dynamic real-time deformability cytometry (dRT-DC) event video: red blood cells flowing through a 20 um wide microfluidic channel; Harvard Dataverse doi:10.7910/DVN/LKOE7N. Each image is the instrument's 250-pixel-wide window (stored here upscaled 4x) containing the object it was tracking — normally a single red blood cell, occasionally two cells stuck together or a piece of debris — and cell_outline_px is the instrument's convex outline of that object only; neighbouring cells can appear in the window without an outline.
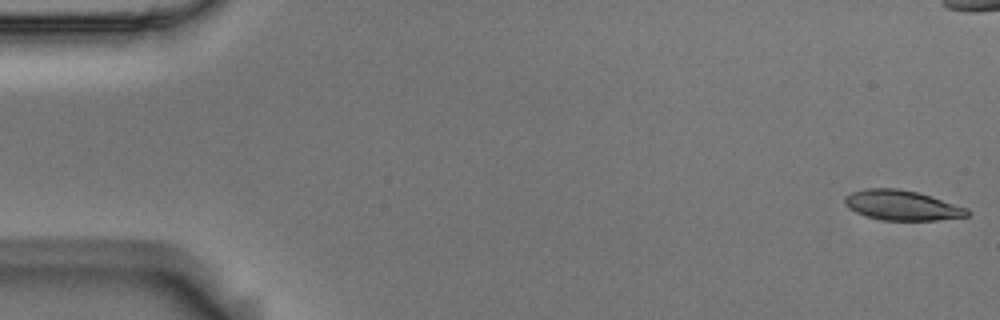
{"species": "Egyptian fruit bat (a non-hibernating species)", "species_latin": "Rousettus aegyptiacus", "temperature_condition": "room temperature", "stored_images_in_passage": 55, "camera_frame_rate_fps": 3000, "um_per_image_px": 0.085, "animal": {"sex": "male"}, "frame": {"image": 1, "passage_image": 1, "time_ms": 0.0, "image_size_px": [1000, 320], "cell_outline_px": [[972, 212], [968, 216], [936, 220], [880, 220], [856, 212], [848, 208], [844, 204], [844, 196], [852, 192], [864, 188], [900, 188], [920, 192], [968, 208]], "centroid_in_image_um": [76.68, 17.43], "position_along_channel_um": 8.3, "area_um2": 21.68}}
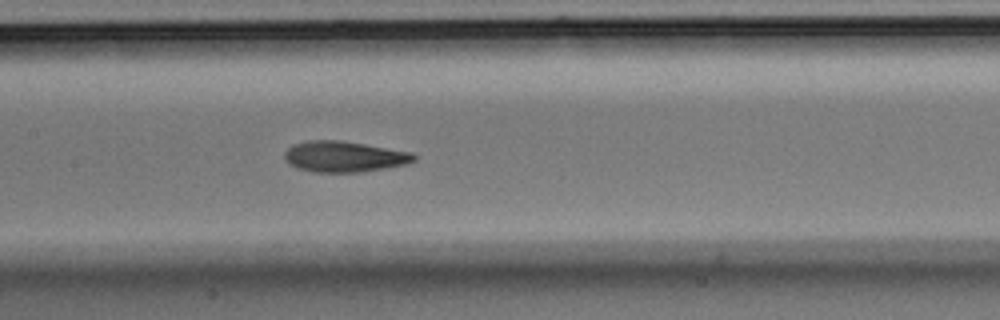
{"frame": {"image": 2, "passage_image": 26, "time_ms": 8.333, "image_size_px": [1000, 320], "cell_outline_px": [[416, 160], [408, 164], [360, 172], [312, 172], [288, 164], [284, 160], [284, 152], [292, 144], [308, 140], [340, 140], [412, 152], [416, 156]], "centroid_in_image_um": [29.23, 13.31], "position_along_channel_um": 178.2, "area_um2": 23.35}}
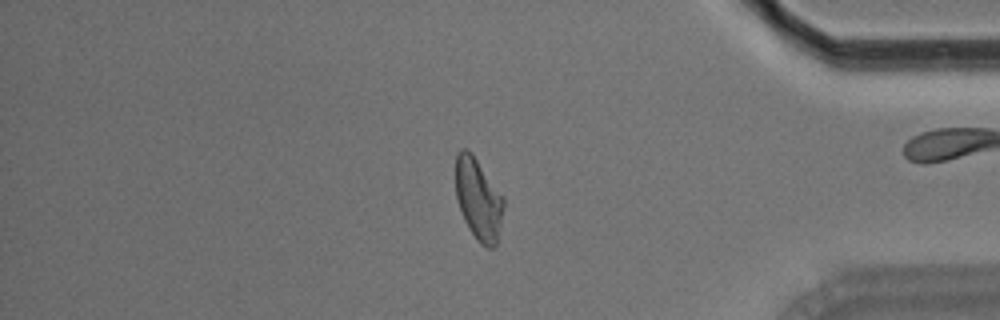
{"frame": {"image": 3, "passage_image": 46, "time_ms": 15.0, "image_size_px": [1000, 320], "cell_outline_px": [[504, 208], [496, 244], [492, 248], [488, 248], [480, 244], [476, 240], [468, 228], [464, 220], [456, 196], [456, 152], [460, 148], [468, 148], [472, 152], [504, 196]], "centroid_in_image_um": [40.66, 16.89], "position_along_channel_um": 394.5, "area_um2": 23.12}, "authors_computed_cell_mechanics": {"area_um2": 22.831, "velocity_mm_per_s": 3.6722, "shape_relaxation_time_tau1_ms": 9.8754, "shape_relaxation_time_tau2_ms": 2.3565, "deformation_change_tau1": 0.2394, "deformation_change_tau2": 0.099}}